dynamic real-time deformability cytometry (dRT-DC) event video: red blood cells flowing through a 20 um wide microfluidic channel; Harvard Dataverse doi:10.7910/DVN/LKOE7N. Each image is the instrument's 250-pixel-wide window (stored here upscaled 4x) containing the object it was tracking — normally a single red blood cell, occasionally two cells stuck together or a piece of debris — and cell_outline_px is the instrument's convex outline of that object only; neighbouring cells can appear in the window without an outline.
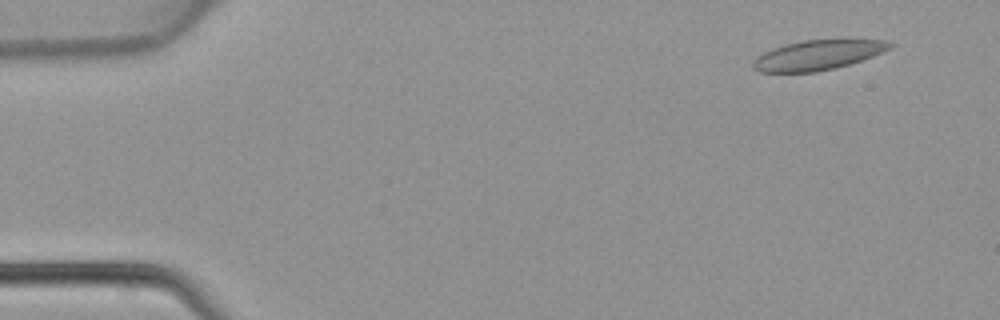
{"species": "common noctule bat (a hibernating species)", "species_latin": "Nyctalus noctula", "temperature_condition": "warm", "stored_images_in_passage": 46, "camera_frame_rate_fps": 3000, "um_per_image_px": 0.085, "animal": {"sex": "female", "body_mass_g": 22.7, "forearm_length_mm": 54.2}, "frame": {"image": 1, "passage_image": 4, "time_ms": 1.0, "image_size_px": [1000, 320], "cell_outline_px": [[896, 44], [892, 48], [884, 52], [836, 68], [816, 72], [760, 72], [752, 68], [752, 60], [756, 56], [772, 48], [784, 44], [804, 40], [888, 40]], "centroid_in_image_um": [69.5, 4.68], "position_along_channel_um": 15.5, "area_um2": 23.87}}
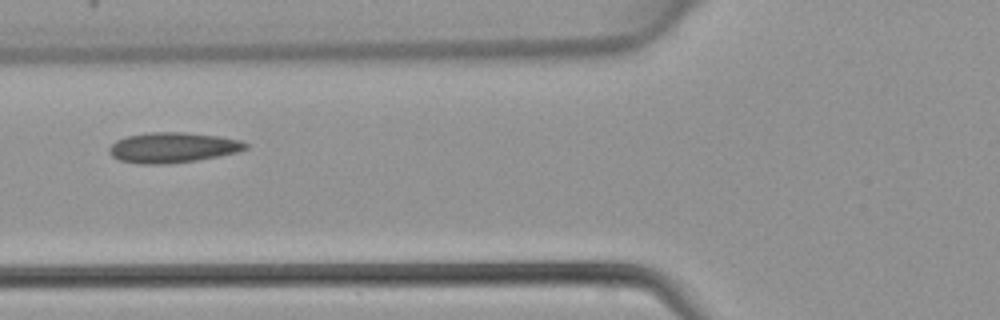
{"frame": {"image": 2, "passage_image": 18, "time_ms": 5.667, "image_size_px": [1000, 320], "cell_outline_px": [[248, 148], [236, 152], [196, 160], [168, 164], [136, 164], [120, 160], [112, 156], [108, 152], [108, 148], [116, 140], [128, 136], [148, 132], [184, 132], [220, 136], [240, 140], [248, 144]], "centroid_in_image_um": [14.65, 12.54], "position_along_channel_um": 111.1, "area_um2": 24.1}}
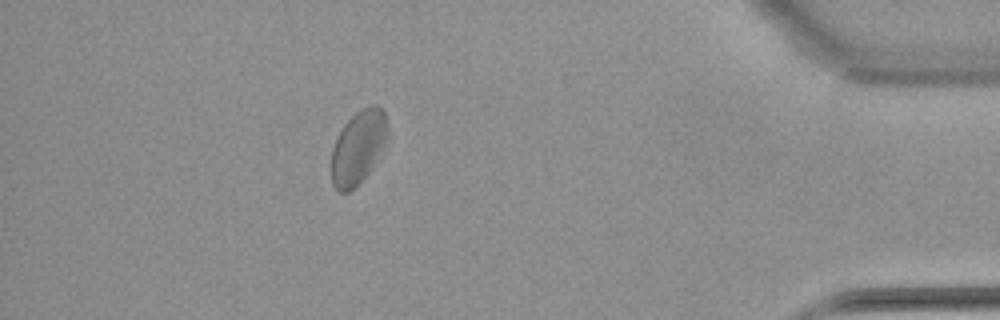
{"frame": {"image": 3, "passage_image": 41, "time_ms": 13.333, "image_size_px": [1000, 320], "cell_outline_px": [[388, 128], [384, 140], [376, 160], [372, 168], [348, 192], [340, 192], [332, 184], [332, 148], [336, 136], [344, 124], [356, 112], [372, 104], [376, 104], [384, 108]], "centroid_in_image_um": [30.43, 12.46], "position_along_channel_um": 404.8, "area_um2": 23.58}}